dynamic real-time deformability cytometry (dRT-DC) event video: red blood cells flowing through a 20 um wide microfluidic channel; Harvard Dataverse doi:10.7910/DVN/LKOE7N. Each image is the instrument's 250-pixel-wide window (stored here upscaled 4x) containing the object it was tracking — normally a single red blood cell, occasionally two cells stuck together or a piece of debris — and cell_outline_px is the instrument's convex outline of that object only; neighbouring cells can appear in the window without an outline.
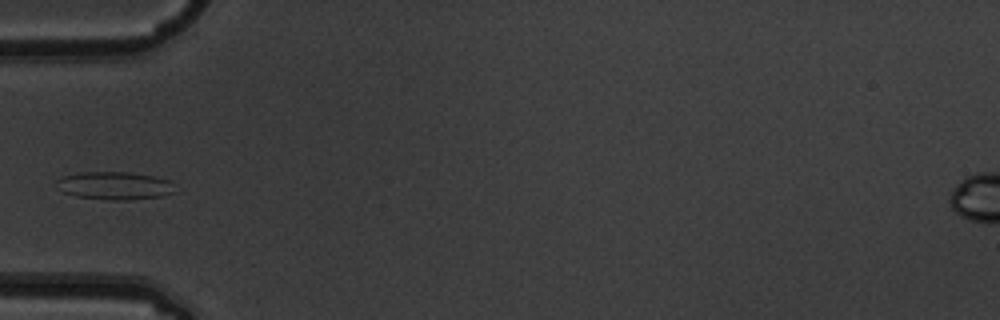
{"species": "common noctule bat (a hibernating species)", "species_latin": "Nyctalus noctula", "temperature_condition": "warm", "stored_images_in_passage": 5, "camera_frame_rate_fps": 3000, "um_per_image_px": 0.085, "animal": {"sex": "male", "body_mass_g": 19.5, "forearm_length_mm": 54.6}, "frame": {"image": 1, "passage_image": 5, "time_ms": 1.333, "image_size_px": [1000, 320], "cell_outline_px": [[176, 192], [164, 196], [128, 200], [108, 200], [76, 196], [64, 192], [56, 180], [60, 176], [80, 172], [128, 172], [152, 176], [168, 180]], "centroid_in_image_um": [9.75, 15.78], "position_along_channel_um": 75.3, "area_um2": 19.13}}